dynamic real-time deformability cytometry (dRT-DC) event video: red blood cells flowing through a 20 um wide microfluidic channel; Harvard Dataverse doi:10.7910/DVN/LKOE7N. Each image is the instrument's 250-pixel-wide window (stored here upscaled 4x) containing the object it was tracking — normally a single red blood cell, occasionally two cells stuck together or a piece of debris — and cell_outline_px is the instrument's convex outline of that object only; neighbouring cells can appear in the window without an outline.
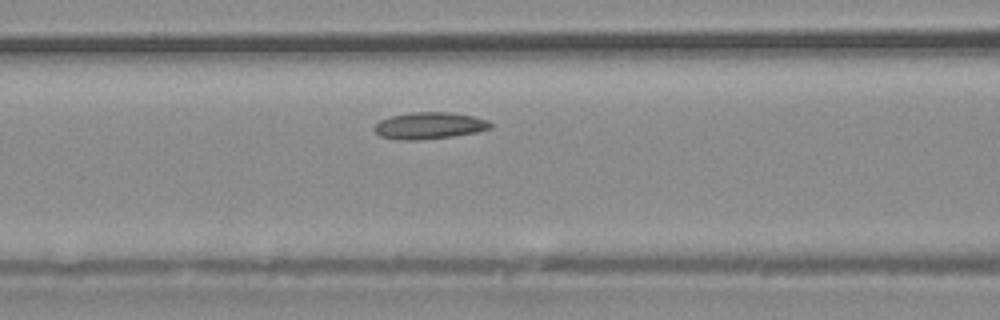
{"species": "common noctule bat (a hibernating species)", "species_latin": "Nyctalus noctula", "temperature_condition": "warm", "stored_images_in_passage": 14, "camera_frame_rate_fps": 3000, "um_per_image_px": 0.085, "animal": {"sex": "male", "body_mass_g": 20.4}, "frame": {"image": 1, "passage_image": 10, "time_ms": 3.0, "image_size_px": [1000, 320], "cell_outline_px": [[492, 128], [476, 132], [452, 136], [420, 140], [400, 140], [380, 136], [372, 128], [380, 120], [388, 116], [412, 112], [452, 112], [472, 116], [488, 120], [492, 124]], "centroid_in_image_um": [36.48, 10.67], "position_along_channel_um": 130.1, "area_um2": 18.21}}